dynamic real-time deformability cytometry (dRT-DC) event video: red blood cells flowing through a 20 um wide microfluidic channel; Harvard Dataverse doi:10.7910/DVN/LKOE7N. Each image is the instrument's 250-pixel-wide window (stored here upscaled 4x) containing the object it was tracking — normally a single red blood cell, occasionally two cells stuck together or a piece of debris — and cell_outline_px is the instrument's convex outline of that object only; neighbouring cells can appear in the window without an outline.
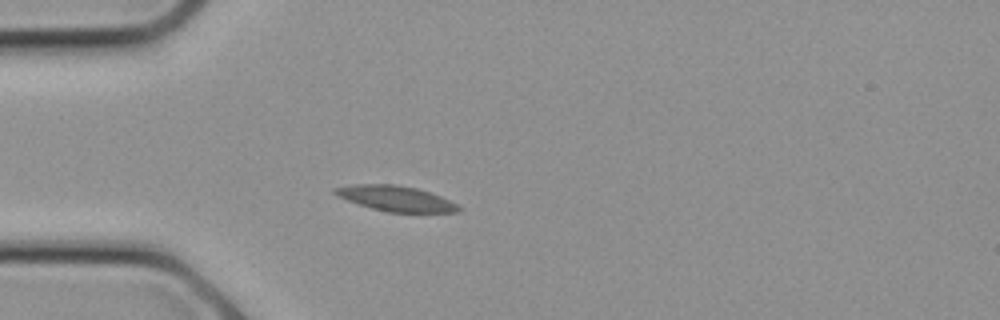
{"species": "common noctule bat (a hibernating species)", "species_latin": "Nyctalus noctula", "temperature_condition": "cold", "stored_images_in_passage": 3, "camera_frame_rate_fps": 3000, "um_per_image_px": 0.085, "animal": {"sex": "female", "body_mass_g": 21.9}, "frame": {"image": 1, "passage_image": 1, "time_ms": 0.0, "image_size_px": [1000, 320], "cell_outline_px": [[464, 208], [460, 212], [388, 212], [372, 208], [348, 200], [332, 192], [332, 188], [352, 184], [396, 184], [416, 188], [440, 196]], "centroid_in_image_um": [33.65, 16.86], "position_along_channel_um": 51.3, "area_um2": 18.09}}
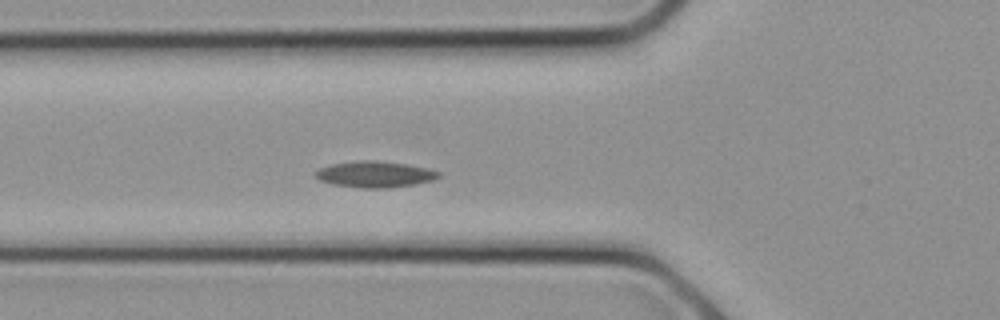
{"frame": {"image": 2, "passage_image": 3, "time_ms": 0.667, "image_size_px": [1000, 320], "cell_outline_px": [[440, 176], [432, 180], [416, 184], [388, 188], [360, 188], [332, 184], [320, 180], [316, 176], [316, 172], [320, 168], [332, 164], [356, 160], [376, 160], [404, 164], [428, 168], [440, 172]], "centroid_in_image_um": [31.87, 14.82], "position_along_channel_um": 93.9, "area_um2": 18.73}}